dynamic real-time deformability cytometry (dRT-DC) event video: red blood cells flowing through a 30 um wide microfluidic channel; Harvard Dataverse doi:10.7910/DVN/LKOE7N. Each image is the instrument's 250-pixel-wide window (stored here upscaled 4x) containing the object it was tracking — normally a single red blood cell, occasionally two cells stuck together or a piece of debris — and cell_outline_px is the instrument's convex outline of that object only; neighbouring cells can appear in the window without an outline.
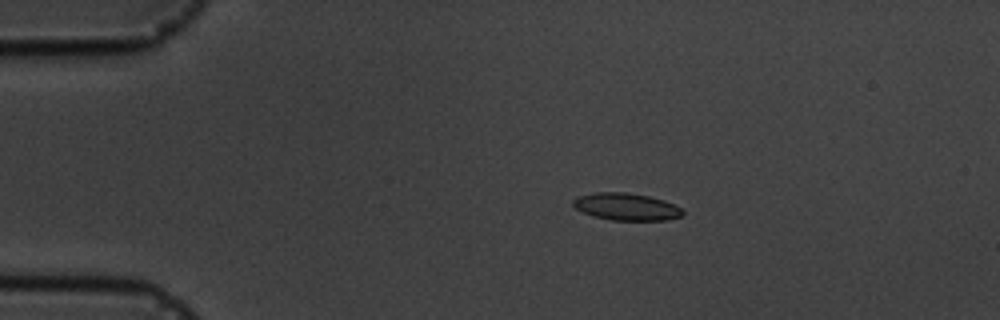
{"species": "common noctule bat (a hibernating species)", "species_latin": "Nyctalus noctula", "temperature_condition": "cold", "stored_images_in_passage": 10, "camera_frame_rate_fps": 3000, "um_per_image_px": 0.085, "animal": {"sex": "male", "body_mass_g": 19.5, "forearm_length_mm": 54.6}, "frame": {"image": 1, "passage_image": 4, "time_ms": 3.0, "image_size_px": [1000, 320], "cell_outline_px": [[684, 212], [680, 216], [668, 220], [612, 220], [592, 216], [576, 208], [572, 204], [572, 200], [576, 196], [592, 192], [624, 192], [648, 196], [664, 200], [680, 208]], "centroid_in_image_um": [53.18, 17.56], "position_along_channel_um": 31.8, "area_um2": 17.34}}
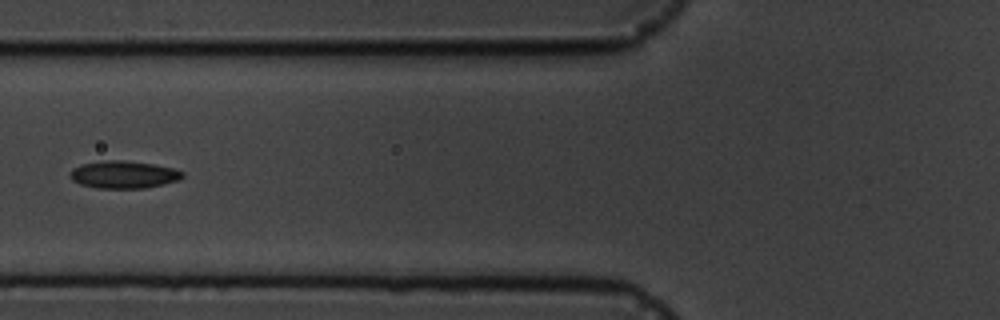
{"frame": {"image": 2, "passage_image": 7, "time_ms": 6.667, "image_size_px": [1000, 320], "cell_outline_px": [[184, 176], [180, 180], [164, 184], [144, 188], [96, 188], [80, 184], [72, 180], [72, 168], [80, 164], [104, 160], [124, 160], [152, 164], [172, 168], [184, 172]], "centroid_in_image_um": [10.52, 14.84], "position_along_channel_um": 115.3, "area_um2": 17.98}}
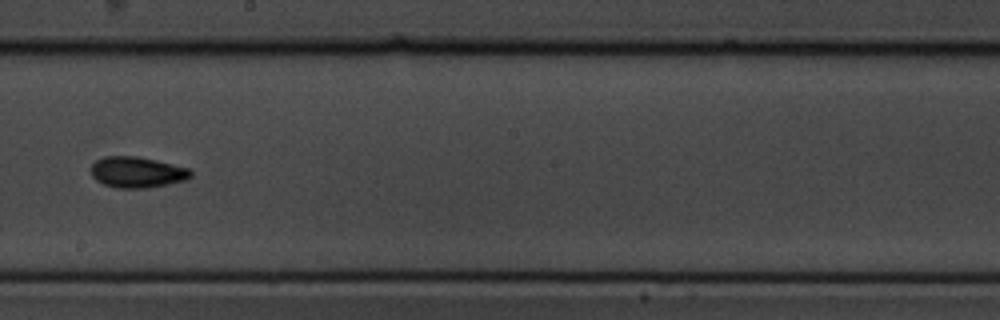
{"frame": {"image": 3, "passage_image": 10, "time_ms": 10.0, "image_size_px": [1000, 320], "cell_outline_px": [[192, 176], [184, 180], [144, 188], [116, 188], [104, 184], [96, 180], [92, 176], [92, 164], [96, 160], [104, 156], [136, 156], [156, 160], [188, 168], [192, 172]], "centroid_in_image_um": [11.62, 14.63], "position_along_channel_um": 236.6, "area_um2": 17.74}}